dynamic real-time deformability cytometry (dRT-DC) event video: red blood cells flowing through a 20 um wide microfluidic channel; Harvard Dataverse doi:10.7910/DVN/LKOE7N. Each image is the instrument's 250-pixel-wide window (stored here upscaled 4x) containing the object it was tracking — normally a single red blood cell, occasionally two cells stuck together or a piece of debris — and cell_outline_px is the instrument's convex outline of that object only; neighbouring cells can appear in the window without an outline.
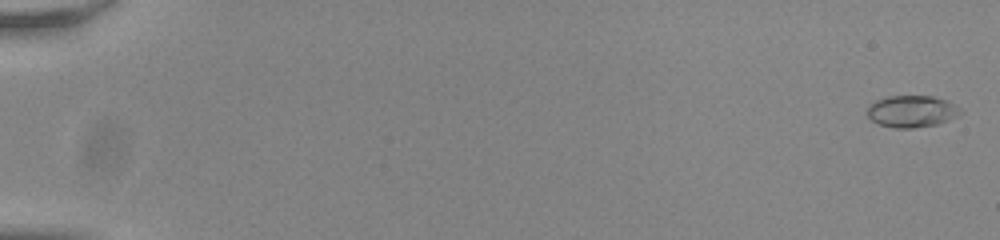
{"species": "common noctule bat (a hibernating species)", "species_latin": "Nyctalus noctula", "temperature_condition": "room temperature", "stored_images_in_passage": 57, "camera_frame_rate_fps": 3000, "um_per_image_px": 0.085, "animal": {"sex": "male", "body_mass_g": 20.0, "forearm_length_mm": 53.3}, "frame": {"image": 1, "passage_image": 2, "time_ms": 0.333, "image_size_px": [1000, 240], "cell_outline_px": [[964, 112], [948, 120], [936, 124], [912, 128], [896, 128], [880, 124], [872, 120], [868, 116], [868, 108], [876, 100], [888, 96], [932, 96], [948, 100], [960, 108]], "centroid_in_image_um": [77.54, 9.45], "position_along_channel_um": 7.5, "area_um2": 17.11}}
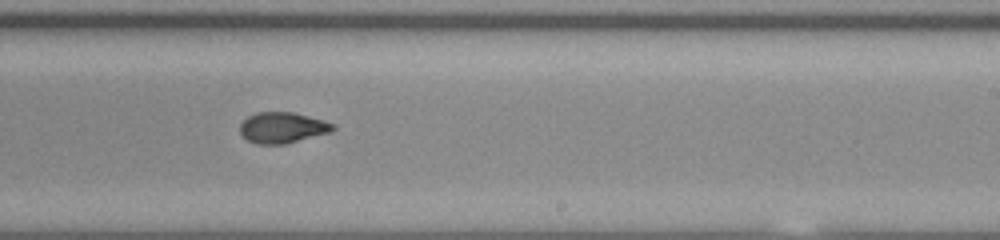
{"frame": {"image": 2, "passage_image": 37, "time_ms": 12.0, "image_size_px": [1000, 240], "cell_outline_px": [[336, 128], [328, 132], [284, 144], [260, 144], [248, 140], [240, 132], [240, 124], [248, 116], [256, 112], [292, 112], [324, 120], [336, 124]], "centroid_in_image_um": [24.0, 10.83], "position_along_channel_um": 265.0, "area_um2": 16.47}}
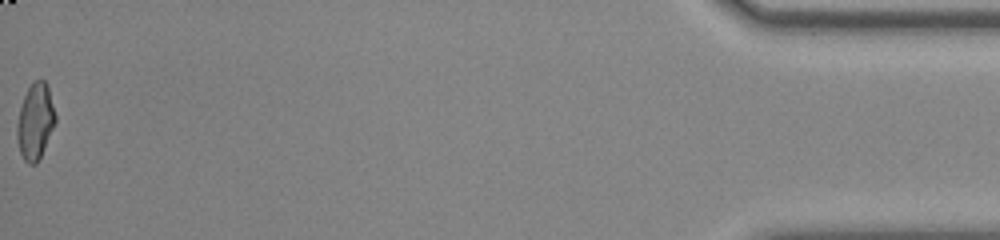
{"frame": {"image": 3, "passage_image": 57, "time_ms": 18.667, "image_size_px": [1000, 240], "cell_outline_px": [[56, 120], [40, 156], [36, 164], [28, 164], [24, 160], [20, 152], [16, 136], [16, 128], [20, 108], [24, 96], [32, 80], [44, 80], [48, 84], [56, 116]], "centroid_in_image_um": [2.99, 10.29], "position_along_channel_um": 432.2, "area_um2": 16.88}, "authors_computed_cell_mechanics": {"area_um2": 16.8776, "velocity_mm_per_s": 3.8164, "shape_relaxation_time_tau1_ms": 11.399, "shape_relaxation_time_tau2_ms": 1.7415, "deformation_change_tau1": 0.2667, "deformation_change_tau2": 0.0668}}